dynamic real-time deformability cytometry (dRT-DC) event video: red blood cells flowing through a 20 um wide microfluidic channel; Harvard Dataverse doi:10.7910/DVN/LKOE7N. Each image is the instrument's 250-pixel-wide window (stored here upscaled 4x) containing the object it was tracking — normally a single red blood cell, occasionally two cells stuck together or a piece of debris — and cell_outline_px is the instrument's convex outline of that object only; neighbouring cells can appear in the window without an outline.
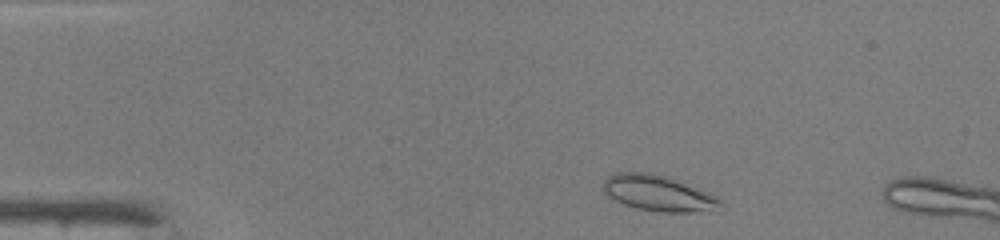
{"species": "common noctule bat (a hibernating species)", "species_latin": "Nyctalus noctula", "temperature_condition": "warm", "stored_images_in_passage": 43, "camera_frame_rate_fps": 3000, "um_per_image_px": 0.085, "animal": {"sex": "male", "body_mass_g": 19.0, "forearm_length_mm": 50.8}, "frame": {"image": 1, "passage_image": 3, "time_ms": 0.667, "image_size_px": [1000, 240], "cell_outline_px": [[720, 204], [716, 212], [660, 212], [636, 208], [624, 204], [608, 196], [604, 192], [604, 180], [608, 176], [616, 172], [652, 172], [668, 176], [716, 196], [720, 200]], "centroid_in_image_um": [55.96, 16.42], "position_along_channel_um": 29.0, "area_um2": 24.51}}
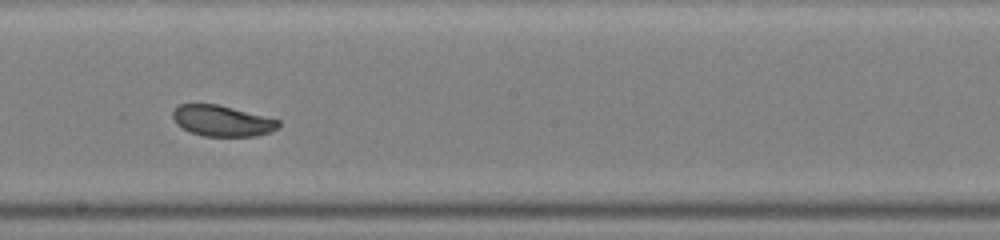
{"frame": {"image": 2, "passage_image": 22, "time_ms": 7.0, "image_size_px": [1000, 240], "cell_outline_px": [[280, 124], [276, 128], [268, 132], [256, 136], [204, 136], [192, 132], [176, 124], [172, 116], [172, 112], [180, 104], [216, 104], [280, 120]], "centroid_in_image_um": [18.86, 10.27], "position_along_channel_um": 229.3, "area_um2": 18.67}}
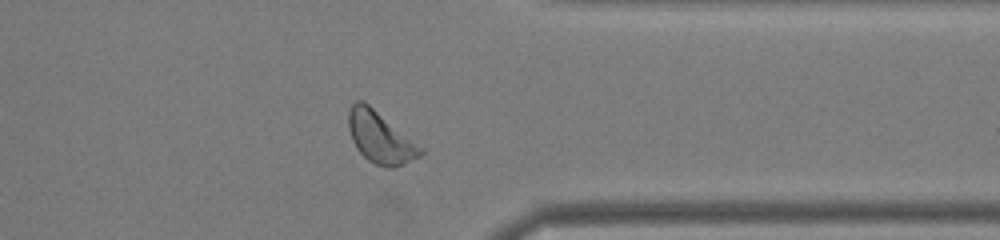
{"frame": {"image": 3, "passage_image": 33, "time_ms": 10.667, "image_size_px": [1000, 240], "cell_outline_px": [[424, 152], [420, 156], [404, 164], [392, 168], [388, 168], [376, 164], [368, 160], [356, 148], [352, 140], [348, 128], [348, 112], [352, 104], [356, 100], [360, 100], [368, 104], [424, 148]], "centroid_in_image_um": [32.32, 11.69], "position_along_channel_um": 379.1, "area_um2": 21.5}, "authors_computed_cell_mechanics": {"area_um2": 21.675, "velocity_mm_per_s": 4.2041, "shape_relaxation_time_tau1_ms": 2.1698, "shape_relaxation_time_tau2_ms": 3.9453, "deformation_change_tau1": 0.0865, "deformation_change_tau2": 0.0887}}